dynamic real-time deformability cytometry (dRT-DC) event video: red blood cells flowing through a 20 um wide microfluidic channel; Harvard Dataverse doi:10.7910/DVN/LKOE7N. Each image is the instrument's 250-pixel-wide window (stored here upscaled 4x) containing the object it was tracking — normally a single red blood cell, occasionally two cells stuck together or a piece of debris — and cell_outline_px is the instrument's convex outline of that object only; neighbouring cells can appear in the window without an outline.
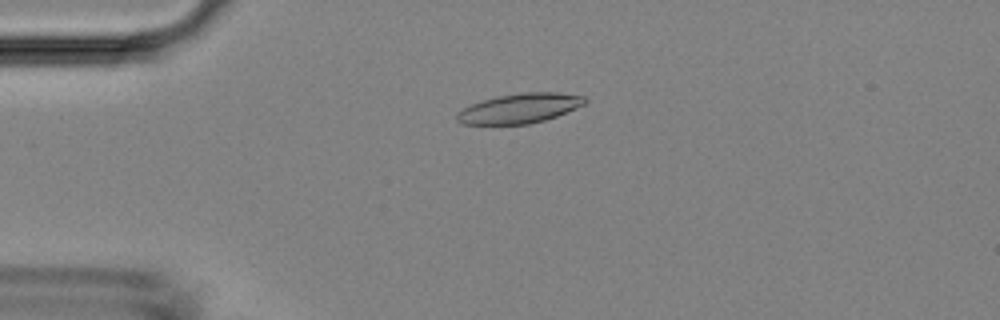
{"species": "Egyptian fruit bat (a non-hibernating species)", "species_latin": "Rousettus aegyptiacus", "temperature_condition": "room temperature", "stored_images_in_passage": 7, "camera_frame_rate_fps": 3000, "um_per_image_px": 0.085, "animal": {"sex": "female"}, "frame": {"image": 1, "passage_image": 4, "time_ms": 3.333, "image_size_px": [1000, 320], "cell_outline_px": [[588, 100], [584, 104], [576, 108], [556, 116], [544, 120], [528, 124], [460, 124], [456, 120], [456, 112], [472, 104], [496, 96], [520, 92], [556, 92], [584, 96]], "centroid_in_image_um": [44.15, 9.2], "position_along_channel_um": 40.8, "area_um2": 22.14}}